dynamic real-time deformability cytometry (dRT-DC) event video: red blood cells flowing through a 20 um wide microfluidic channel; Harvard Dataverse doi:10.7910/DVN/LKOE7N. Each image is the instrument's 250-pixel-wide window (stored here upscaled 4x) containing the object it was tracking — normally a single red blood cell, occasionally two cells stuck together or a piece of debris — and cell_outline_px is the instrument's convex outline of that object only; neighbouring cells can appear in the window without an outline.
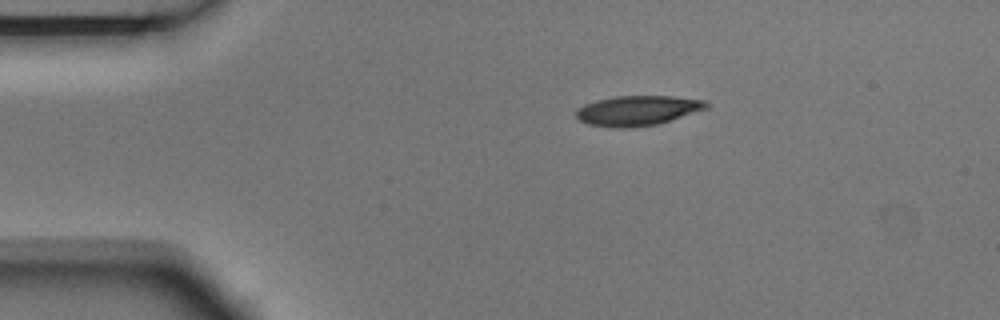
{"species": "Egyptian fruit bat (a non-hibernating species)", "species_latin": "Rousettus aegyptiacus", "temperature_condition": "room temperature", "stored_images_in_passage": 4, "camera_frame_rate_fps": 3000, "um_per_image_px": 0.085, "animal": {"sex": "male"}, "frame": {"image": 1, "passage_image": 1, "time_ms": 0.0, "image_size_px": [1000, 320], "cell_outline_px": [[708, 108], [656, 124], [628, 128], [616, 128], [588, 124], [580, 120], [576, 116], [576, 108], [584, 104], [596, 100], [616, 96], [672, 96], [704, 100], [708, 104]], "centroid_in_image_um": [54.15, 9.39], "position_along_channel_um": 30.9, "area_um2": 22.54}}
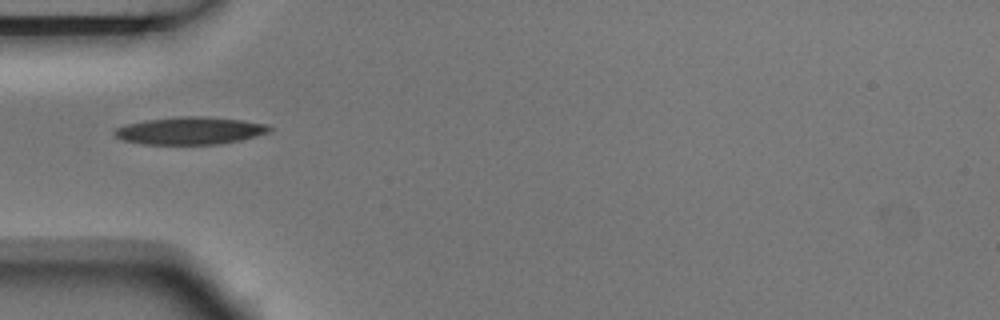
{"frame": {"image": 2, "passage_image": 3, "time_ms": 0.667, "image_size_px": [1000, 320], "cell_outline_px": [[272, 128], [268, 132], [256, 136], [240, 140], [220, 144], [140, 144], [124, 140], [116, 136], [112, 132], [116, 128], [128, 124], [148, 120], [180, 116], [200, 116], [244, 120], [268, 124]], "centroid_in_image_um": [16.18, 11.11], "position_along_channel_um": 68.8, "area_um2": 24.68}}
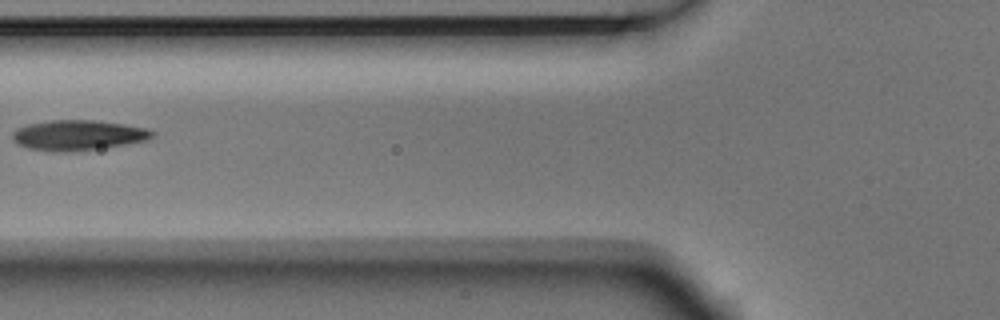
{"frame": {"image": 3, "passage_image": 4, "time_ms": 1.0, "image_size_px": [1000, 320], "cell_outline_px": [[156, 132], [148, 140], [124, 144], [96, 148], [64, 152], [60, 152], [28, 148], [16, 144], [12, 140], [12, 132], [16, 128], [28, 124], [52, 120], [92, 120], [124, 124], [144, 128]], "centroid_in_image_um": [6.58, 11.48], "position_along_channel_um": 119.2, "area_um2": 24.33}}